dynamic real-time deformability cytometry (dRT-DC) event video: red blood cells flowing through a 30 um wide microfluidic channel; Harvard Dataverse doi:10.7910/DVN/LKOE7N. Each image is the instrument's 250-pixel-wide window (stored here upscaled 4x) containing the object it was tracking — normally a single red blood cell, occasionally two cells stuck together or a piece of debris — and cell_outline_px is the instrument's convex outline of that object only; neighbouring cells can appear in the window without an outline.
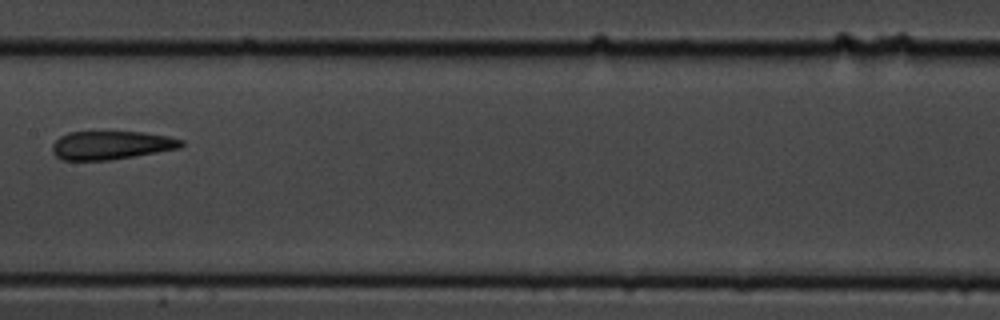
{"species": "common noctule bat (a hibernating species)", "species_latin": "Nyctalus noctula", "temperature_condition": "cold", "stored_images_in_passage": 9, "camera_frame_rate_fps": 3000, "um_per_image_px": 0.085, "animal": {"sex": "male", "body_mass_g": 19.5, "forearm_length_mm": 54.6}, "frame": {"image": 1, "passage_image": 6, "time_ms": 6.0, "image_size_px": [1000, 320], "cell_outline_px": [[184, 144], [180, 148], [112, 160], [64, 160], [56, 156], [52, 152], [52, 144], [60, 136], [68, 132], [144, 132], [168, 136], [184, 140]], "centroid_in_image_um": [9.46, 12.34], "position_along_channel_um": 197.9, "area_um2": 21.44}}
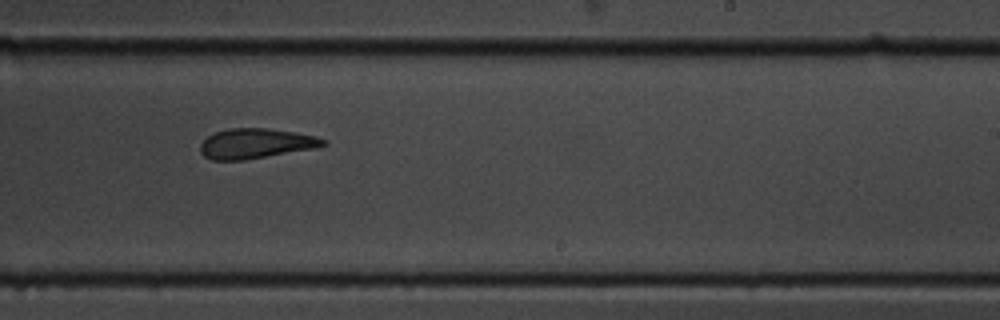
{"frame": {"image": 2, "passage_image": 8, "time_ms": 8.0, "image_size_px": [1000, 320], "cell_outline_px": [[328, 144], [316, 148], [244, 160], [212, 160], [204, 156], [200, 152], [200, 144], [208, 136], [216, 132], [228, 128], [268, 128], [316, 136], [324, 140]], "centroid_in_image_um": [21.72, 12.2], "position_along_channel_um": 267.3, "area_um2": 21.39}}
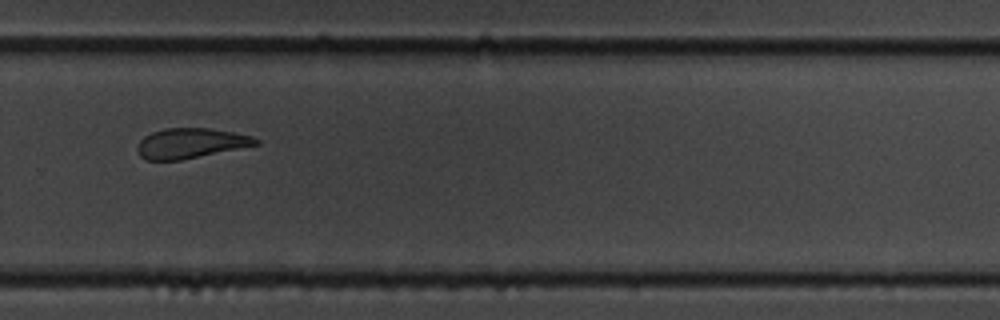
{"frame": {"image": 3, "passage_image": 9, "time_ms": 9.333, "image_size_px": [1000, 320], "cell_outline_px": [[260, 144], [180, 160], [148, 160], [140, 156], [136, 148], [140, 140], [144, 136], [152, 132], [164, 128], [208, 128], [232, 132], [252, 136], [260, 140]], "centroid_in_image_um": [16.19, 12.17], "position_along_channel_um": 313.6, "area_um2": 20.63}}